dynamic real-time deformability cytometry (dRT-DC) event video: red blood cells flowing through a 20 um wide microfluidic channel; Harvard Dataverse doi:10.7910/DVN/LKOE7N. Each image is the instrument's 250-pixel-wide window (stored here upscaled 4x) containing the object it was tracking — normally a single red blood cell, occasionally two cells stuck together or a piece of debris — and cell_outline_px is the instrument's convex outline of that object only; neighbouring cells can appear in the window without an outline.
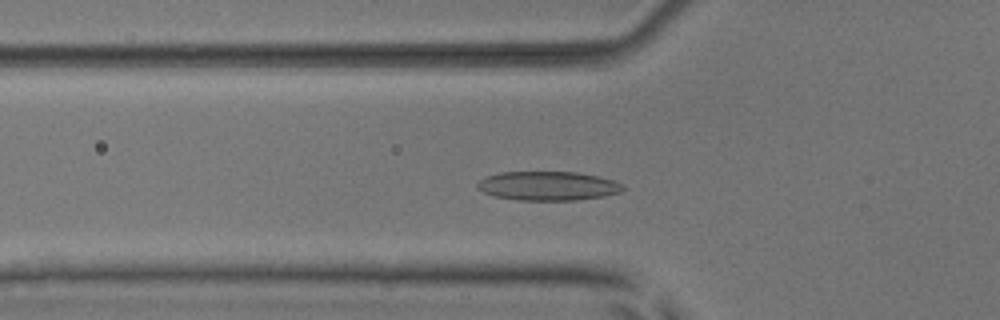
{"species": "common noctule bat (a hibernating species)", "species_latin": "Nyctalus noctula", "temperature_condition": "room temperature", "stored_images_in_passage": 52, "segment_of_instrument_passage": [1, 2], "camera_frame_rate_fps": 3000, "um_per_image_px": 0.085, "animal": {"sex": "male", "body_mass_g": 17.9, "forearm_length_mm": 54.2}, "frame": {"image": 1, "passage_image": 17, "time_ms": 5.333, "image_size_px": [1000, 320], "cell_outline_px": [[624, 188], [620, 192], [604, 196], [576, 200], [516, 200], [492, 196], [476, 188], [476, 184], [484, 176], [500, 172], [576, 172], [600, 176], [612, 180], [620, 184]], "centroid_in_image_um": [46.52, 15.8], "position_along_channel_um": 79.3, "area_um2": 24.74}}
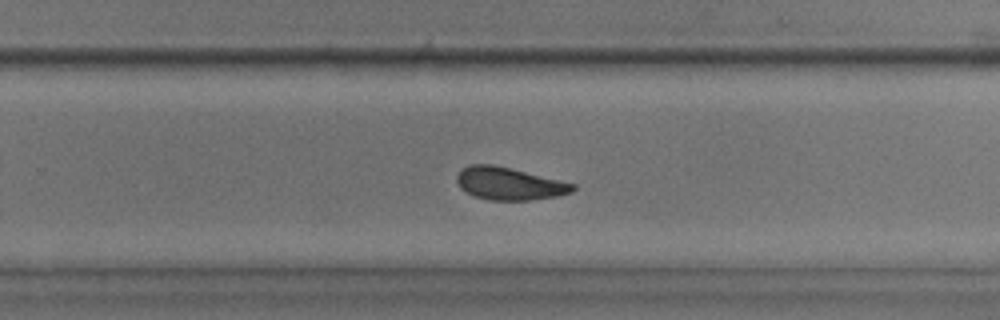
{"frame": {"image": 2, "passage_image": 33, "time_ms": 10.667, "image_size_px": [1000, 320], "cell_outline_px": [[576, 188], [572, 192], [556, 196], [532, 200], [488, 200], [472, 196], [460, 188], [456, 180], [456, 176], [460, 168], [468, 164], [492, 164], [576, 184]], "centroid_in_image_um": [43.22, 15.61], "position_along_channel_um": 286.6, "area_um2": 22.08}}
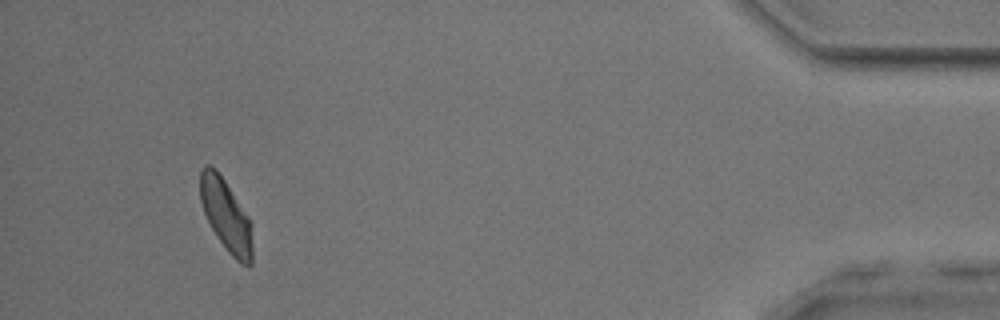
{"frame": {"image": 3, "passage_image": 48, "time_ms": 15.667, "image_size_px": [1000, 320], "cell_outline_px": [[252, 264], [248, 268], [240, 264], [228, 252], [212, 228], [204, 212], [200, 200], [200, 168], [204, 164], [208, 164], [216, 168], [248, 216], [252, 224]], "centroid_in_image_um": [19.22, 18.31], "position_along_channel_um": 416.0, "area_um2": 21.96}}